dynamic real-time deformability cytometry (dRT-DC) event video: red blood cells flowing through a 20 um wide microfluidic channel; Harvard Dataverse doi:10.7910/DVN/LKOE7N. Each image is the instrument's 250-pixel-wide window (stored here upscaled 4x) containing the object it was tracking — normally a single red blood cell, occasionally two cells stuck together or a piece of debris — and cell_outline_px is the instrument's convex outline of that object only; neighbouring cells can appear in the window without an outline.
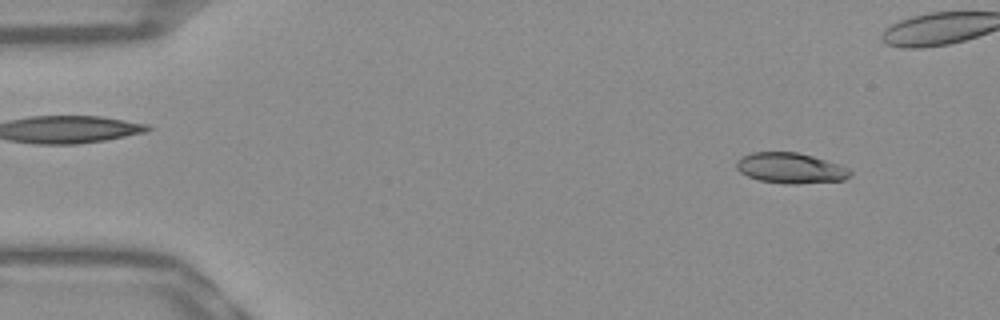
{"species": "Egyptian fruit bat (a non-hibernating species)", "species_latin": "Rousettus aegyptiacus", "temperature_condition": "warm", "stored_images_in_passage": 46, "camera_frame_rate_fps": 3000, "um_per_image_px": 0.085, "frame": {"image": 1, "passage_image": 5, "time_ms": 1.333, "image_size_px": [1000, 320], "cell_outline_px": [[852, 172], [844, 180], [796, 184], [784, 184], [760, 180], [748, 176], [740, 172], [736, 168], [736, 160], [752, 152], [796, 152], [812, 156], [840, 164], [848, 168]], "centroid_in_image_um": [67.19, 14.29], "position_along_channel_um": 17.8, "area_um2": 20.17}}
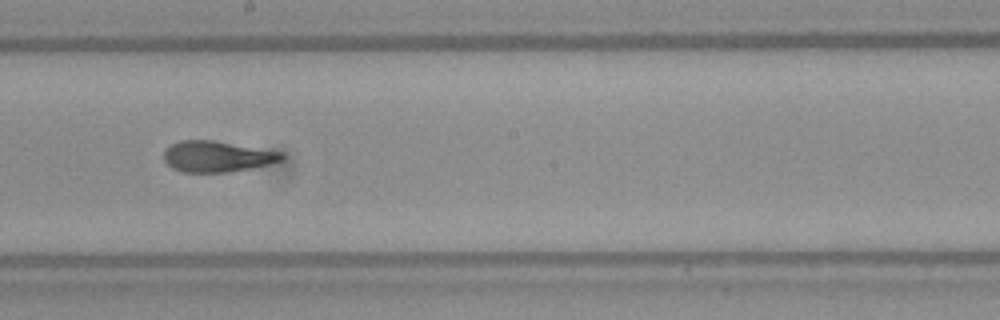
{"frame": {"image": 2, "passage_image": 29, "time_ms": 9.333, "image_size_px": [1000, 320], "cell_outline_px": [[284, 160], [252, 168], [228, 172], [180, 172], [172, 168], [164, 160], [164, 152], [172, 144], [180, 140], [212, 140], [280, 152], [284, 156]], "centroid_in_image_um": [18.43, 13.31], "position_along_channel_um": 229.8, "area_um2": 21.04}}
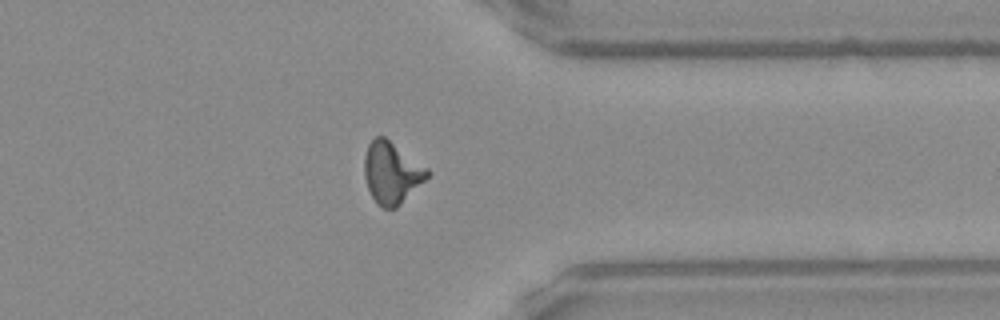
{"frame": {"image": 3, "passage_image": 41, "time_ms": 13.333, "image_size_px": [1000, 320], "cell_outline_px": [[432, 172], [396, 208], [384, 208], [372, 196], [368, 188], [364, 176], [364, 156], [368, 144], [376, 136], [384, 136], [428, 168]], "centroid_in_image_um": [33.28, 14.65], "position_along_channel_um": 378.1, "area_um2": 22.25}}